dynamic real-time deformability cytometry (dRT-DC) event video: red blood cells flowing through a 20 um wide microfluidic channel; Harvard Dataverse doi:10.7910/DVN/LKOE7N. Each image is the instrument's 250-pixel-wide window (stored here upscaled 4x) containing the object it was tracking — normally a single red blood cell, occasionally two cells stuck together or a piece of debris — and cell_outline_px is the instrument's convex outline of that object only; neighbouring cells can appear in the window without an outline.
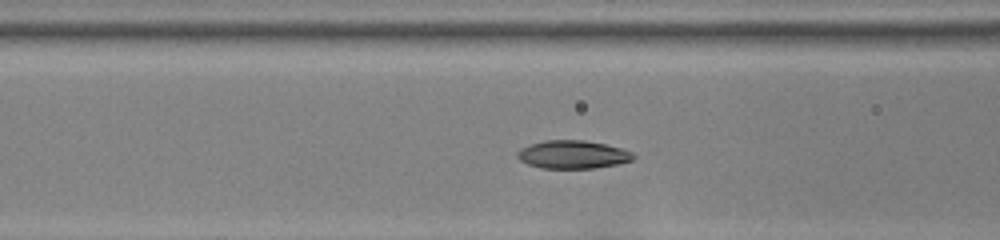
{"species": "common noctule bat (a hibernating species)", "species_latin": "Nyctalus noctula", "temperature_condition": "room temperature", "stored_images_in_passage": 52, "camera_frame_rate_fps": 3000, "um_per_image_px": 0.085, "animal": {"sex": "female", "body_mass_g": 22.0, "forearm_length_mm": 56.7}, "frame": {"image": 1, "passage_image": 21, "time_ms": 6.667, "image_size_px": [1000, 240], "cell_outline_px": [[636, 156], [632, 160], [616, 164], [596, 168], [540, 168], [528, 164], [520, 160], [516, 156], [516, 152], [520, 148], [544, 140], [584, 140], [604, 144], [620, 148], [632, 152]], "centroid_in_image_um": [48.66, 13.13], "position_along_channel_um": 117.9, "area_um2": 18.96}}
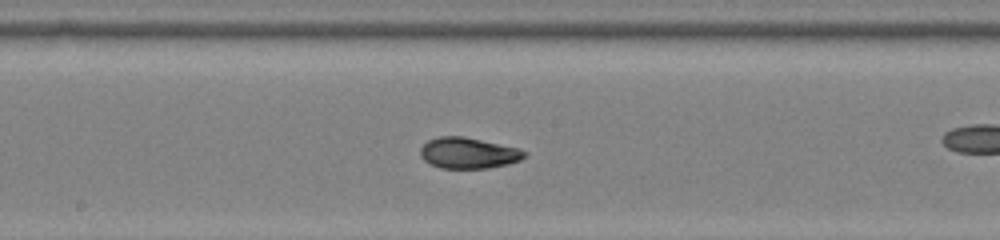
{"frame": {"image": 2, "passage_image": 28, "time_ms": 9.0, "image_size_px": [1000, 240], "cell_outline_px": [[528, 156], [520, 160], [508, 164], [488, 168], [440, 168], [424, 160], [420, 156], [420, 148], [428, 140], [440, 136], [464, 136], [520, 148], [528, 152]], "centroid_in_image_um": [39.85, 13.0], "position_along_channel_um": 208.4, "area_um2": 18.96}}
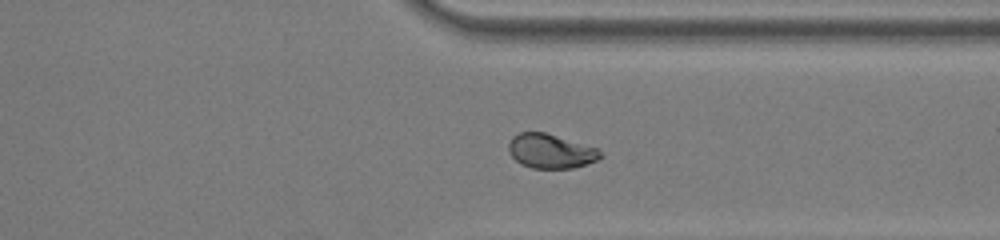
{"frame": {"image": 3, "passage_image": 40, "time_ms": 13.0, "image_size_px": [1000, 240], "cell_outline_px": [[604, 156], [596, 160], [572, 168], [532, 168], [520, 164], [508, 152], [508, 144], [512, 136], [520, 132], [544, 132], [600, 148]], "centroid_in_image_um": [46.81, 12.84], "position_along_channel_um": 364.6, "area_um2": 18.5}, "authors_computed_cell_mechanics": {"area_um2": 18.785, "velocity_mm_per_s": 3.8846, "shape_relaxation_time_tau1_ms": 10.1878, "shape_relaxation_time_tau2_ms": 0.8738, "deformation_change_tau1": 0.2422, "deformation_change_tau2": 0.0377}}